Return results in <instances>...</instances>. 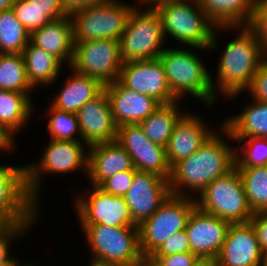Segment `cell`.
Masks as SVG:
<instances>
[{"label":"cell","instance_id":"6da1fadb","mask_svg":"<svg viewBox=\"0 0 267 266\" xmlns=\"http://www.w3.org/2000/svg\"><path fill=\"white\" fill-rule=\"evenodd\" d=\"M220 135L215 131L190 157L171 167L168 182L172 195L200 194L212 181L235 167L236 150Z\"/></svg>","mask_w":267,"mask_h":266},{"label":"cell","instance_id":"7a4b0ae2","mask_svg":"<svg viewBox=\"0 0 267 266\" xmlns=\"http://www.w3.org/2000/svg\"><path fill=\"white\" fill-rule=\"evenodd\" d=\"M232 28L235 30L241 28V33L228 42L221 53L216 83L211 81L215 95L219 94L220 91L225 98L228 97L227 99L236 97L245 91L261 63L265 60L261 43L248 26Z\"/></svg>","mask_w":267,"mask_h":266},{"label":"cell","instance_id":"3957f363","mask_svg":"<svg viewBox=\"0 0 267 266\" xmlns=\"http://www.w3.org/2000/svg\"><path fill=\"white\" fill-rule=\"evenodd\" d=\"M155 10L161 18L165 37L171 36L188 48L213 51L218 46L215 30L233 29L217 27L198 0H176L161 4Z\"/></svg>","mask_w":267,"mask_h":266},{"label":"cell","instance_id":"277c9868","mask_svg":"<svg viewBox=\"0 0 267 266\" xmlns=\"http://www.w3.org/2000/svg\"><path fill=\"white\" fill-rule=\"evenodd\" d=\"M181 49L166 48L159 56L172 94L178 100L191 94L207 106L215 104L218 98L212 87L213 79L199 55L190 49Z\"/></svg>","mask_w":267,"mask_h":266},{"label":"cell","instance_id":"5b68a950","mask_svg":"<svg viewBox=\"0 0 267 266\" xmlns=\"http://www.w3.org/2000/svg\"><path fill=\"white\" fill-rule=\"evenodd\" d=\"M81 228L92 254L89 264L130 266L144 258L139 245L138 226L81 224Z\"/></svg>","mask_w":267,"mask_h":266},{"label":"cell","instance_id":"8992f818","mask_svg":"<svg viewBox=\"0 0 267 266\" xmlns=\"http://www.w3.org/2000/svg\"><path fill=\"white\" fill-rule=\"evenodd\" d=\"M193 195L197 197L195 201L198 209L231 224L248 223L254 215L236 166L227 174L212 181L200 196L194 193Z\"/></svg>","mask_w":267,"mask_h":266},{"label":"cell","instance_id":"52a82bcc","mask_svg":"<svg viewBox=\"0 0 267 266\" xmlns=\"http://www.w3.org/2000/svg\"><path fill=\"white\" fill-rule=\"evenodd\" d=\"M164 40L158 12L136 6L119 40L121 59L123 62L157 59L166 49Z\"/></svg>","mask_w":267,"mask_h":266},{"label":"cell","instance_id":"ba28073f","mask_svg":"<svg viewBox=\"0 0 267 266\" xmlns=\"http://www.w3.org/2000/svg\"><path fill=\"white\" fill-rule=\"evenodd\" d=\"M196 208L193 196L170 195L158 210L138 225L139 245L144 258H149L169 236L184 230Z\"/></svg>","mask_w":267,"mask_h":266},{"label":"cell","instance_id":"9c48e42d","mask_svg":"<svg viewBox=\"0 0 267 266\" xmlns=\"http://www.w3.org/2000/svg\"><path fill=\"white\" fill-rule=\"evenodd\" d=\"M134 8V5L118 0H106L75 13L71 17L74 42L96 39L119 41Z\"/></svg>","mask_w":267,"mask_h":266},{"label":"cell","instance_id":"30bf717a","mask_svg":"<svg viewBox=\"0 0 267 266\" xmlns=\"http://www.w3.org/2000/svg\"><path fill=\"white\" fill-rule=\"evenodd\" d=\"M85 144L83 141L50 140L40 161L26 165L27 188L38 204L43 173L67 174L81 168L83 173H88V152L84 150Z\"/></svg>","mask_w":267,"mask_h":266},{"label":"cell","instance_id":"8fae6325","mask_svg":"<svg viewBox=\"0 0 267 266\" xmlns=\"http://www.w3.org/2000/svg\"><path fill=\"white\" fill-rule=\"evenodd\" d=\"M123 63L119 41L96 39L74 42L70 69L95 78L106 86L119 79Z\"/></svg>","mask_w":267,"mask_h":266},{"label":"cell","instance_id":"7c38bea8","mask_svg":"<svg viewBox=\"0 0 267 266\" xmlns=\"http://www.w3.org/2000/svg\"><path fill=\"white\" fill-rule=\"evenodd\" d=\"M38 210L27 188L26 165H0V214L9 223H36Z\"/></svg>","mask_w":267,"mask_h":266},{"label":"cell","instance_id":"4fadbf2b","mask_svg":"<svg viewBox=\"0 0 267 266\" xmlns=\"http://www.w3.org/2000/svg\"><path fill=\"white\" fill-rule=\"evenodd\" d=\"M89 196L74 198V210L81 224H103L111 227L137 226L131 217L124 196H114L92 186Z\"/></svg>","mask_w":267,"mask_h":266},{"label":"cell","instance_id":"5bb4252c","mask_svg":"<svg viewBox=\"0 0 267 266\" xmlns=\"http://www.w3.org/2000/svg\"><path fill=\"white\" fill-rule=\"evenodd\" d=\"M116 141L131 156L137 171L151 172L169 179L171 167L166 148L151 142L140 124L119 126Z\"/></svg>","mask_w":267,"mask_h":266},{"label":"cell","instance_id":"9a60e30c","mask_svg":"<svg viewBox=\"0 0 267 266\" xmlns=\"http://www.w3.org/2000/svg\"><path fill=\"white\" fill-rule=\"evenodd\" d=\"M125 87L161 104L179 101L171 92L160 59L124 62L118 79Z\"/></svg>","mask_w":267,"mask_h":266},{"label":"cell","instance_id":"2e32d148","mask_svg":"<svg viewBox=\"0 0 267 266\" xmlns=\"http://www.w3.org/2000/svg\"><path fill=\"white\" fill-rule=\"evenodd\" d=\"M170 195L168 179L155 173L136 171L124 199L133 222L138 226L151 217Z\"/></svg>","mask_w":267,"mask_h":266},{"label":"cell","instance_id":"e0dca14e","mask_svg":"<svg viewBox=\"0 0 267 266\" xmlns=\"http://www.w3.org/2000/svg\"><path fill=\"white\" fill-rule=\"evenodd\" d=\"M230 225V222L196 207L185 228L191 252L198 257L217 258Z\"/></svg>","mask_w":267,"mask_h":266},{"label":"cell","instance_id":"ac0fdd59","mask_svg":"<svg viewBox=\"0 0 267 266\" xmlns=\"http://www.w3.org/2000/svg\"><path fill=\"white\" fill-rule=\"evenodd\" d=\"M81 138L88 147L116 140L118 126L114 121L105 89L77 112Z\"/></svg>","mask_w":267,"mask_h":266},{"label":"cell","instance_id":"d6986e66","mask_svg":"<svg viewBox=\"0 0 267 266\" xmlns=\"http://www.w3.org/2000/svg\"><path fill=\"white\" fill-rule=\"evenodd\" d=\"M265 258L250 222L230 225L217 256L219 266H261Z\"/></svg>","mask_w":267,"mask_h":266},{"label":"cell","instance_id":"ffe728a7","mask_svg":"<svg viewBox=\"0 0 267 266\" xmlns=\"http://www.w3.org/2000/svg\"><path fill=\"white\" fill-rule=\"evenodd\" d=\"M104 89L118 127L139 124L161 105L152 96L133 91L125 87L119 80L104 86Z\"/></svg>","mask_w":267,"mask_h":266},{"label":"cell","instance_id":"44dd1931","mask_svg":"<svg viewBox=\"0 0 267 266\" xmlns=\"http://www.w3.org/2000/svg\"><path fill=\"white\" fill-rule=\"evenodd\" d=\"M186 113L177 122L166 146L170 167L180 160L190 157L215 132V129L210 131V128L201 119L202 116Z\"/></svg>","mask_w":267,"mask_h":266},{"label":"cell","instance_id":"7402d4cb","mask_svg":"<svg viewBox=\"0 0 267 266\" xmlns=\"http://www.w3.org/2000/svg\"><path fill=\"white\" fill-rule=\"evenodd\" d=\"M88 150V175L92 186H99L116 173L136 170L131 156L116 141L90 145Z\"/></svg>","mask_w":267,"mask_h":266},{"label":"cell","instance_id":"603a6c76","mask_svg":"<svg viewBox=\"0 0 267 266\" xmlns=\"http://www.w3.org/2000/svg\"><path fill=\"white\" fill-rule=\"evenodd\" d=\"M30 42L56 57L62 64L71 65L74 53V34L71 17L52 20L30 33Z\"/></svg>","mask_w":267,"mask_h":266},{"label":"cell","instance_id":"cb8c5ba5","mask_svg":"<svg viewBox=\"0 0 267 266\" xmlns=\"http://www.w3.org/2000/svg\"><path fill=\"white\" fill-rule=\"evenodd\" d=\"M63 88L55 95L51 106L60 111L76 113L87 102L95 98L104 86L95 78L72 70Z\"/></svg>","mask_w":267,"mask_h":266},{"label":"cell","instance_id":"d4e9b609","mask_svg":"<svg viewBox=\"0 0 267 266\" xmlns=\"http://www.w3.org/2000/svg\"><path fill=\"white\" fill-rule=\"evenodd\" d=\"M217 27H240L250 23L257 0H198Z\"/></svg>","mask_w":267,"mask_h":266},{"label":"cell","instance_id":"484cf974","mask_svg":"<svg viewBox=\"0 0 267 266\" xmlns=\"http://www.w3.org/2000/svg\"><path fill=\"white\" fill-rule=\"evenodd\" d=\"M31 102L29 93L0 89V129L12 142L15 141L14 135L24 128L33 114Z\"/></svg>","mask_w":267,"mask_h":266},{"label":"cell","instance_id":"4316f807","mask_svg":"<svg viewBox=\"0 0 267 266\" xmlns=\"http://www.w3.org/2000/svg\"><path fill=\"white\" fill-rule=\"evenodd\" d=\"M240 114L230 116L222 126L231 138H267V103L252 100Z\"/></svg>","mask_w":267,"mask_h":266},{"label":"cell","instance_id":"83f0119b","mask_svg":"<svg viewBox=\"0 0 267 266\" xmlns=\"http://www.w3.org/2000/svg\"><path fill=\"white\" fill-rule=\"evenodd\" d=\"M22 55L27 78L33 88L40 84L48 86L55 83L62 69V63L56 57L31 42L24 48Z\"/></svg>","mask_w":267,"mask_h":266},{"label":"cell","instance_id":"f1b7e54d","mask_svg":"<svg viewBox=\"0 0 267 266\" xmlns=\"http://www.w3.org/2000/svg\"><path fill=\"white\" fill-rule=\"evenodd\" d=\"M176 101L169 104H161L153 113L139 124L148 139L166 148L169 138L179 119L185 114L180 112Z\"/></svg>","mask_w":267,"mask_h":266},{"label":"cell","instance_id":"f546056e","mask_svg":"<svg viewBox=\"0 0 267 266\" xmlns=\"http://www.w3.org/2000/svg\"><path fill=\"white\" fill-rule=\"evenodd\" d=\"M253 214L267 212V165L237 167Z\"/></svg>","mask_w":267,"mask_h":266},{"label":"cell","instance_id":"4dcf8cb0","mask_svg":"<svg viewBox=\"0 0 267 266\" xmlns=\"http://www.w3.org/2000/svg\"><path fill=\"white\" fill-rule=\"evenodd\" d=\"M30 33L19 22L12 8L0 10V49L3 54L22 53Z\"/></svg>","mask_w":267,"mask_h":266},{"label":"cell","instance_id":"1f68e13d","mask_svg":"<svg viewBox=\"0 0 267 266\" xmlns=\"http://www.w3.org/2000/svg\"><path fill=\"white\" fill-rule=\"evenodd\" d=\"M0 89L30 93L33 87L28 81L22 53L2 54L0 58Z\"/></svg>","mask_w":267,"mask_h":266},{"label":"cell","instance_id":"d6a6232c","mask_svg":"<svg viewBox=\"0 0 267 266\" xmlns=\"http://www.w3.org/2000/svg\"><path fill=\"white\" fill-rule=\"evenodd\" d=\"M221 133L232 141L241 144L240 151L236 149V167H253L267 165V138H231L230 133L221 125ZM239 151V152H238ZM238 153V154H237Z\"/></svg>","mask_w":267,"mask_h":266},{"label":"cell","instance_id":"836d02e7","mask_svg":"<svg viewBox=\"0 0 267 266\" xmlns=\"http://www.w3.org/2000/svg\"><path fill=\"white\" fill-rule=\"evenodd\" d=\"M47 108H49L48 115H50L47 124L50 140L82 141L76 113L60 111L51 105Z\"/></svg>","mask_w":267,"mask_h":266},{"label":"cell","instance_id":"e575fe53","mask_svg":"<svg viewBox=\"0 0 267 266\" xmlns=\"http://www.w3.org/2000/svg\"><path fill=\"white\" fill-rule=\"evenodd\" d=\"M12 9L19 22L29 33L52 21L46 14V10L34 5L31 0H17L13 4Z\"/></svg>","mask_w":267,"mask_h":266},{"label":"cell","instance_id":"d590c367","mask_svg":"<svg viewBox=\"0 0 267 266\" xmlns=\"http://www.w3.org/2000/svg\"><path fill=\"white\" fill-rule=\"evenodd\" d=\"M30 225L33 223H9L0 229V263H20L10 256V244L14 238L16 240L19 236L22 237Z\"/></svg>","mask_w":267,"mask_h":266},{"label":"cell","instance_id":"8d00e7d4","mask_svg":"<svg viewBox=\"0 0 267 266\" xmlns=\"http://www.w3.org/2000/svg\"><path fill=\"white\" fill-rule=\"evenodd\" d=\"M248 27L258 37L263 52H267V0H257L252 19Z\"/></svg>","mask_w":267,"mask_h":266},{"label":"cell","instance_id":"74e56055","mask_svg":"<svg viewBox=\"0 0 267 266\" xmlns=\"http://www.w3.org/2000/svg\"><path fill=\"white\" fill-rule=\"evenodd\" d=\"M137 170H127L116 173L105 179L98 187L104 192L114 196H125L132 185L134 174Z\"/></svg>","mask_w":267,"mask_h":266},{"label":"cell","instance_id":"f35d334b","mask_svg":"<svg viewBox=\"0 0 267 266\" xmlns=\"http://www.w3.org/2000/svg\"><path fill=\"white\" fill-rule=\"evenodd\" d=\"M182 252H191L185 229L169 236L152 255H169Z\"/></svg>","mask_w":267,"mask_h":266},{"label":"cell","instance_id":"ab89813d","mask_svg":"<svg viewBox=\"0 0 267 266\" xmlns=\"http://www.w3.org/2000/svg\"><path fill=\"white\" fill-rule=\"evenodd\" d=\"M245 90L253 100L267 103V62L265 60L261 63L250 85Z\"/></svg>","mask_w":267,"mask_h":266},{"label":"cell","instance_id":"60d3db41","mask_svg":"<svg viewBox=\"0 0 267 266\" xmlns=\"http://www.w3.org/2000/svg\"><path fill=\"white\" fill-rule=\"evenodd\" d=\"M199 257L192 252L169 255H151L149 259L157 266H193Z\"/></svg>","mask_w":267,"mask_h":266},{"label":"cell","instance_id":"b9f144b4","mask_svg":"<svg viewBox=\"0 0 267 266\" xmlns=\"http://www.w3.org/2000/svg\"><path fill=\"white\" fill-rule=\"evenodd\" d=\"M249 222L255 229L263 255L267 257V212L254 214Z\"/></svg>","mask_w":267,"mask_h":266},{"label":"cell","instance_id":"7bdbcfd3","mask_svg":"<svg viewBox=\"0 0 267 266\" xmlns=\"http://www.w3.org/2000/svg\"><path fill=\"white\" fill-rule=\"evenodd\" d=\"M37 7L46 10V14L56 20L65 17L61 0H31Z\"/></svg>","mask_w":267,"mask_h":266},{"label":"cell","instance_id":"ee69618b","mask_svg":"<svg viewBox=\"0 0 267 266\" xmlns=\"http://www.w3.org/2000/svg\"><path fill=\"white\" fill-rule=\"evenodd\" d=\"M61 1L65 16L72 17L75 13L83 11L88 7L97 5L106 0H61Z\"/></svg>","mask_w":267,"mask_h":266},{"label":"cell","instance_id":"f6af8a7d","mask_svg":"<svg viewBox=\"0 0 267 266\" xmlns=\"http://www.w3.org/2000/svg\"><path fill=\"white\" fill-rule=\"evenodd\" d=\"M140 1V2H139ZM176 0H138L139 5L136 4V6H147L146 9H156L158 6L164 3L173 2ZM143 4V5H140ZM145 4V5H144Z\"/></svg>","mask_w":267,"mask_h":266},{"label":"cell","instance_id":"bcb514c9","mask_svg":"<svg viewBox=\"0 0 267 266\" xmlns=\"http://www.w3.org/2000/svg\"><path fill=\"white\" fill-rule=\"evenodd\" d=\"M14 142H12L7 135L0 129V150L7 152L8 150H12L14 146ZM7 150V151H6Z\"/></svg>","mask_w":267,"mask_h":266},{"label":"cell","instance_id":"7dc6e473","mask_svg":"<svg viewBox=\"0 0 267 266\" xmlns=\"http://www.w3.org/2000/svg\"><path fill=\"white\" fill-rule=\"evenodd\" d=\"M193 266H219L217 258L199 257Z\"/></svg>","mask_w":267,"mask_h":266},{"label":"cell","instance_id":"c3c4849f","mask_svg":"<svg viewBox=\"0 0 267 266\" xmlns=\"http://www.w3.org/2000/svg\"><path fill=\"white\" fill-rule=\"evenodd\" d=\"M17 0H0V10L12 8Z\"/></svg>","mask_w":267,"mask_h":266},{"label":"cell","instance_id":"681fc988","mask_svg":"<svg viewBox=\"0 0 267 266\" xmlns=\"http://www.w3.org/2000/svg\"><path fill=\"white\" fill-rule=\"evenodd\" d=\"M130 266H157V265L149 258H143L141 261Z\"/></svg>","mask_w":267,"mask_h":266},{"label":"cell","instance_id":"f907efd6","mask_svg":"<svg viewBox=\"0 0 267 266\" xmlns=\"http://www.w3.org/2000/svg\"><path fill=\"white\" fill-rule=\"evenodd\" d=\"M9 222L0 214V229L8 225Z\"/></svg>","mask_w":267,"mask_h":266},{"label":"cell","instance_id":"816d5d0a","mask_svg":"<svg viewBox=\"0 0 267 266\" xmlns=\"http://www.w3.org/2000/svg\"><path fill=\"white\" fill-rule=\"evenodd\" d=\"M0 266H21L19 263H0Z\"/></svg>","mask_w":267,"mask_h":266},{"label":"cell","instance_id":"f5cc1de1","mask_svg":"<svg viewBox=\"0 0 267 266\" xmlns=\"http://www.w3.org/2000/svg\"><path fill=\"white\" fill-rule=\"evenodd\" d=\"M261 266H267V257L265 258L264 262L262 263Z\"/></svg>","mask_w":267,"mask_h":266},{"label":"cell","instance_id":"db71d44e","mask_svg":"<svg viewBox=\"0 0 267 266\" xmlns=\"http://www.w3.org/2000/svg\"><path fill=\"white\" fill-rule=\"evenodd\" d=\"M265 61L267 62V52H265Z\"/></svg>","mask_w":267,"mask_h":266}]
</instances>
